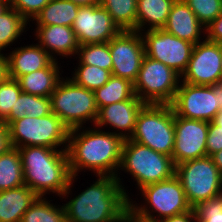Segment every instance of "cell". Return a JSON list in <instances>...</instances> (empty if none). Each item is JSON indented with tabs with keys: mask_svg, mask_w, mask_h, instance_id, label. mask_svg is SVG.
<instances>
[{
	"mask_svg": "<svg viewBox=\"0 0 222 222\" xmlns=\"http://www.w3.org/2000/svg\"><path fill=\"white\" fill-rule=\"evenodd\" d=\"M124 141L116 131L106 132L95 126L71 129L66 149L71 176L89 169L97 176L118 177Z\"/></svg>",
	"mask_w": 222,
	"mask_h": 222,
	"instance_id": "6da1fadb",
	"label": "cell"
},
{
	"mask_svg": "<svg viewBox=\"0 0 222 222\" xmlns=\"http://www.w3.org/2000/svg\"><path fill=\"white\" fill-rule=\"evenodd\" d=\"M96 182L64 204L67 222H126L130 199L119 177Z\"/></svg>",
	"mask_w": 222,
	"mask_h": 222,
	"instance_id": "7a4b0ae2",
	"label": "cell"
},
{
	"mask_svg": "<svg viewBox=\"0 0 222 222\" xmlns=\"http://www.w3.org/2000/svg\"><path fill=\"white\" fill-rule=\"evenodd\" d=\"M17 149L21 155L26 186L39 197L50 192L62 198L68 197L76 178L71 176L66 150L42 146Z\"/></svg>",
	"mask_w": 222,
	"mask_h": 222,
	"instance_id": "3957f363",
	"label": "cell"
},
{
	"mask_svg": "<svg viewBox=\"0 0 222 222\" xmlns=\"http://www.w3.org/2000/svg\"><path fill=\"white\" fill-rule=\"evenodd\" d=\"M139 191L142 192L145 205L138 206L137 203L129 201V215L141 222H159L192 208L187 202L180 180L175 175L168 180L145 185ZM155 212L156 216L152 214Z\"/></svg>",
	"mask_w": 222,
	"mask_h": 222,
	"instance_id": "277c9868",
	"label": "cell"
},
{
	"mask_svg": "<svg viewBox=\"0 0 222 222\" xmlns=\"http://www.w3.org/2000/svg\"><path fill=\"white\" fill-rule=\"evenodd\" d=\"M129 139L172 157L175 127L171 104H146L138 114Z\"/></svg>",
	"mask_w": 222,
	"mask_h": 222,
	"instance_id": "5b68a950",
	"label": "cell"
},
{
	"mask_svg": "<svg viewBox=\"0 0 222 222\" xmlns=\"http://www.w3.org/2000/svg\"><path fill=\"white\" fill-rule=\"evenodd\" d=\"M10 144L14 148L42 146L66 150L70 129L53 112L43 117H28L8 124ZM65 144V145H64Z\"/></svg>",
	"mask_w": 222,
	"mask_h": 222,
	"instance_id": "8992f818",
	"label": "cell"
},
{
	"mask_svg": "<svg viewBox=\"0 0 222 222\" xmlns=\"http://www.w3.org/2000/svg\"><path fill=\"white\" fill-rule=\"evenodd\" d=\"M120 169L132 175L139 189L148 184L168 180L175 175L172 157L129 138L125 139L123 144Z\"/></svg>",
	"mask_w": 222,
	"mask_h": 222,
	"instance_id": "52a82bcc",
	"label": "cell"
},
{
	"mask_svg": "<svg viewBox=\"0 0 222 222\" xmlns=\"http://www.w3.org/2000/svg\"><path fill=\"white\" fill-rule=\"evenodd\" d=\"M62 77L50 96L51 112L55 113L71 130L83 127L86 121L96 122L98 108L94 91L76 85Z\"/></svg>",
	"mask_w": 222,
	"mask_h": 222,
	"instance_id": "ba28073f",
	"label": "cell"
},
{
	"mask_svg": "<svg viewBox=\"0 0 222 222\" xmlns=\"http://www.w3.org/2000/svg\"><path fill=\"white\" fill-rule=\"evenodd\" d=\"M175 176L180 180L187 202L192 208L222 194V173L210 156L177 164Z\"/></svg>",
	"mask_w": 222,
	"mask_h": 222,
	"instance_id": "9c48e42d",
	"label": "cell"
},
{
	"mask_svg": "<svg viewBox=\"0 0 222 222\" xmlns=\"http://www.w3.org/2000/svg\"><path fill=\"white\" fill-rule=\"evenodd\" d=\"M180 80L174 69L145 55L133 83L134 94L146 104H171Z\"/></svg>",
	"mask_w": 222,
	"mask_h": 222,
	"instance_id": "30bf717a",
	"label": "cell"
},
{
	"mask_svg": "<svg viewBox=\"0 0 222 222\" xmlns=\"http://www.w3.org/2000/svg\"><path fill=\"white\" fill-rule=\"evenodd\" d=\"M141 36L146 56L162 62L180 75L184 73L195 44L175 37L164 29L147 28L141 32Z\"/></svg>",
	"mask_w": 222,
	"mask_h": 222,
	"instance_id": "8fae6325",
	"label": "cell"
},
{
	"mask_svg": "<svg viewBox=\"0 0 222 222\" xmlns=\"http://www.w3.org/2000/svg\"><path fill=\"white\" fill-rule=\"evenodd\" d=\"M108 44L113 61L112 76L134 83L145 56L141 33L133 30L121 31Z\"/></svg>",
	"mask_w": 222,
	"mask_h": 222,
	"instance_id": "7c38bea8",
	"label": "cell"
},
{
	"mask_svg": "<svg viewBox=\"0 0 222 222\" xmlns=\"http://www.w3.org/2000/svg\"><path fill=\"white\" fill-rule=\"evenodd\" d=\"M174 113L182 118L210 122L219 111L210 86L182 82L171 103Z\"/></svg>",
	"mask_w": 222,
	"mask_h": 222,
	"instance_id": "4fadbf2b",
	"label": "cell"
},
{
	"mask_svg": "<svg viewBox=\"0 0 222 222\" xmlns=\"http://www.w3.org/2000/svg\"><path fill=\"white\" fill-rule=\"evenodd\" d=\"M72 29L79 45L106 43L122 31L101 4L80 6Z\"/></svg>",
	"mask_w": 222,
	"mask_h": 222,
	"instance_id": "5bb4252c",
	"label": "cell"
},
{
	"mask_svg": "<svg viewBox=\"0 0 222 222\" xmlns=\"http://www.w3.org/2000/svg\"><path fill=\"white\" fill-rule=\"evenodd\" d=\"M220 44L208 41L194 45L187 68L181 75L182 82L211 86L222 81V68L220 64Z\"/></svg>",
	"mask_w": 222,
	"mask_h": 222,
	"instance_id": "9a60e30c",
	"label": "cell"
},
{
	"mask_svg": "<svg viewBox=\"0 0 222 222\" xmlns=\"http://www.w3.org/2000/svg\"><path fill=\"white\" fill-rule=\"evenodd\" d=\"M175 141L172 159L175 164L207 156L209 122L182 118L174 113Z\"/></svg>",
	"mask_w": 222,
	"mask_h": 222,
	"instance_id": "2e32d148",
	"label": "cell"
},
{
	"mask_svg": "<svg viewBox=\"0 0 222 222\" xmlns=\"http://www.w3.org/2000/svg\"><path fill=\"white\" fill-rule=\"evenodd\" d=\"M145 105L137 96L106 105L98 110V117L93 125L97 128L113 126L112 128L118 129L117 132L121 130L118 135L128 139L133 134L138 114Z\"/></svg>",
	"mask_w": 222,
	"mask_h": 222,
	"instance_id": "e0dca14e",
	"label": "cell"
},
{
	"mask_svg": "<svg viewBox=\"0 0 222 222\" xmlns=\"http://www.w3.org/2000/svg\"><path fill=\"white\" fill-rule=\"evenodd\" d=\"M35 36L40 45L54 60L56 54L67 57L77 54L79 43L72 27L61 25H36ZM54 54V55H53Z\"/></svg>",
	"mask_w": 222,
	"mask_h": 222,
	"instance_id": "ac0fdd59",
	"label": "cell"
},
{
	"mask_svg": "<svg viewBox=\"0 0 222 222\" xmlns=\"http://www.w3.org/2000/svg\"><path fill=\"white\" fill-rule=\"evenodd\" d=\"M163 29L175 37L193 44L201 42L202 36L200 35L202 33L204 35V32H206L203 24L183 0L175 1Z\"/></svg>",
	"mask_w": 222,
	"mask_h": 222,
	"instance_id": "d6986e66",
	"label": "cell"
},
{
	"mask_svg": "<svg viewBox=\"0 0 222 222\" xmlns=\"http://www.w3.org/2000/svg\"><path fill=\"white\" fill-rule=\"evenodd\" d=\"M6 57L8 77L13 79L48 67L54 61L38 44L17 47Z\"/></svg>",
	"mask_w": 222,
	"mask_h": 222,
	"instance_id": "ffe728a7",
	"label": "cell"
},
{
	"mask_svg": "<svg viewBox=\"0 0 222 222\" xmlns=\"http://www.w3.org/2000/svg\"><path fill=\"white\" fill-rule=\"evenodd\" d=\"M38 197L25 184L0 191V222H21L23 214Z\"/></svg>",
	"mask_w": 222,
	"mask_h": 222,
	"instance_id": "44dd1931",
	"label": "cell"
},
{
	"mask_svg": "<svg viewBox=\"0 0 222 222\" xmlns=\"http://www.w3.org/2000/svg\"><path fill=\"white\" fill-rule=\"evenodd\" d=\"M59 70L58 61L54 60L48 67L20 76L17 80L21 91L32 95L50 97L62 79Z\"/></svg>",
	"mask_w": 222,
	"mask_h": 222,
	"instance_id": "7402d4cb",
	"label": "cell"
},
{
	"mask_svg": "<svg viewBox=\"0 0 222 222\" xmlns=\"http://www.w3.org/2000/svg\"><path fill=\"white\" fill-rule=\"evenodd\" d=\"M175 1L137 0V32L145 31V25L149 30L163 29Z\"/></svg>",
	"mask_w": 222,
	"mask_h": 222,
	"instance_id": "603a6c76",
	"label": "cell"
},
{
	"mask_svg": "<svg viewBox=\"0 0 222 222\" xmlns=\"http://www.w3.org/2000/svg\"><path fill=\"white\" fill-rule=\"evenodd\" d=\"M79 5L70 0H50V2L31 20L36 25H61L72 27Z\"/></svg>",
	"mask_w": 222,
	"mask_h": 222,
	"instance_id": "cb8c5ba5",
	"label": "cell"
},
{
	"mask_svg": "<svg viewBox=\"0 0 222 222\" xmlns=\"http://www.w3.org/2000/svg\"><path fill=\"white\" fill-rule=\"evenodd\" d=\"M94 94L98 110L106 105L130 100L136 96L132 82L115 76H111L101 88L94 91Z\"/></svg>",
	"mask_w": 222,
	"mask_h": 222,
	"instance_id": "d4e9b609",
	"label": "cell"
},
{
	"mask_svg": "<svg viewBox=\"0 0 222 222\" xmlns=\"http://www.w3.org/2000/svg\"><path fill=\"white\" fill-rule=\"evenodd\" d=\"M51 113L50 97H43L21 92L18 97L15 110H11L10 115L3 121L7 125L11 121L28 117H43Z\"/></svg>",
	"mask_w": 222,
	"mask_h": 222,
	"instance_id": "484cf974",
	"label": "cell"
},
{
	"mask_svg": "<svg viewBox=\"0 0 222 222\" xmlns=\"http://www.w3.org/2000/svg\"><path fill=\"white\" fill-rule=\"evenodd\" d=\"M21 155L17 148H10L0 155V191L24 185Z\"/></svg>",
	"mask_w": 222,
	"mask_h": 222,
	"instance_id": "4316f807",
	"label": "cell"
},
{
	"mask_svg": "<svg viewBox=\"0 0 222 222\" xmlns=\"http://www.w3.org/2000/svg\"><path fill=\"white\" fill-rule=\"evenodd\" d=\"M100 4L122 31H137V0H100Z\"/></svg>",
	"mask_w": 222,
	"mask_h": 222,
	"instance_id": "83f0119b",
	"label": "cell"
},
{
	"mask_svg": "<svg viewBox=\"0 0 222 222\" xmlns=\"http://www.w3.org/2000/svg\"><path fill=\"white\" fill-rule=\"evenodd\" d=\"M21 222H67L65 208L38 197L23 214Z\"/></svg>",
	"mask_w": 222,
	"mask_h": 222,
	"instance_id": "f1b7e54d",
	"label": "cell"
},
{
	"mask_svg": "<svg viewBox=\"0 0 222 222\" xmlns=\"http://www.w3.org/2000/svg\"><path fill=\"white\" fill-rule=\"evenodd\" d=\"M27 24L28 22L12 7L0 16V52L22 35Z\"/></svg>",
	"mask_w": 222,
	"mask_h": 222,
	"instance_id": "f546056e",
	"label": "cell"
},
{
	"mask_svg": "<svg viewBox=\"0 0 222 222\" xmlns=\"http://www.w3.org/2000/svg\"><path fill=\"white\" fill-rule=\"evenodd\" d=\"M76 55L79 56L78 64L98 66L112 71L113 61L108 42L80 45Z\"/></svg>",
	"mask_w": 222,
	"mask_h": 222,
	"instance_id": "4dcf8cb0",
	"label": "cell"
},
{
	"mask_svg": "<svg viewBox=\"0 0 222 222\" xmlns=\"http://www.w3.org/2000/svg\"><path fill=\"white\" fill-rule=\"evenodd\" d=\"M76 68L73 77L70 79L76 85L91 91L101 88L112 76L109 70L98 66L79 64Z\"/></svg>",
	"mask_w": 222,
	"mask_h": 222,
	"instance_id": "1f68e13d",
	"label": "cell"
},
{
	"mask_svg": "<svg viewBox=\"0 0 222 222\" xmlns=\"http://www.w3.org/2000/svg\"><path fill=\"white\" fill-rule=\"evenodd\" d=\"M21 92L17 79L7 77L0 83V122L10 115L11 110H15V104Z\"/></svg>",
	"mask_w": 222,
	"mask_h": 222,
	"instance_id": "d6a6232c",
	"label": "cell"
},
{
	"mask_svg": "<svg viewBox=\"0 0 222 222\" xmlns=\"http://www.w3.org/2000/svg\"><path fill=\"white\" fill-rule=\"evenodd\" d=\"M206 28L222 13V0H183Z\"/></svg>",
	"mask_w": 222,
	"mask_h": 222,
	"instance_id": "836d02e7",
	"label": "cell"
},
{
	"mask_svg": "<svg viewBox=\"0 0 222 222\" xmlns=\"http://www.w3.org/2000/svg\"><path fill=\"white\" fill-rule=\"evenodd\" d=\"M197 222H222V194L194 207Z\"/></svg>",
	"mask_w": 222,
	"mask_h": 222,
	"instance_id": "e575fe53",
	"label": "cell"
},
{
	"mask_svg": "<svg viewBox=\"0 0 222 222\" xmlns=\"http://www.w3.org/2000/svg\"><path fill=\"white\" fill-rule=\"evenodd\" d=\"M49 2L50 0H10V7L30 22Z\"/></svg>",
	"mask_w": 222,
	"mask_h": 222,
	"instance_id": "d590c367",
	"label": "cell"
},
{
	"mask_svg": "<svg viewBox=\"0 0 222 222\" xmlns=\"http://www.w3.org/2000/svg\"><path fill=\"white\" fill-rule=\"evenodd\" d=\"M220 150H222V129L210 121L206 139L207 156H211Z\"/></svg>",
	"mask_w": 222,
	"mask_h": 222,
	"instance_id": "8d00e7d4",
	"label": "cell"
},
{
	"mask_svg": "<svg viewBox=\"0 0 222 222\" xmlns=\"http://www.w3.org/2000/svg\"><path fill=\"white\" fill-rule=\"evenodd\" d=\"M208 41L222 43V13L205 28Z\"/></svg>",
	"mask_w": 222,
	"mask_h": 222,
	"instance_id": "74e56055",
	"label": "cell"
},
{
	"mask_svg": "<svg viewBox=\"0 0 222 222\" xmlns=\"http://www.w3.org/2000/svg\"><path fill=\"white\" fill-rule=\"evenodd\" d=\"M10 148L9 128L5 122H0V155L6 153Z\"/></svg>",
	"mask_w": 222,
	"mask_h": 222,
	"instance_id": "f35d334b",
	"label": "cell"
},
{
	"mask_svg": "<svg viewBox=\"0 0 222 222\" xmlns=\"http://www.w3.org/2000/svg\"><path fill=\"white\" fill-rule=\"evenodd\" d=\"M159 222H197V215L194 208L189 211L165 218Z\"/></svg>",
	"mask_w": 222,
	"mask_h": 222,
	"instance_id": "ab89813d",
	"label": "cell"
},
{
	"mask_svg": "<svg viewBox=\"0 0 222 222\" xmlns=\"http://www.w3.org/2000/svg\"><path fill=\"white\" fill-rule=\"evenodd\" d=\"M213 90L214 95L216 96L218 108L222 111V81H219L210 86Z\"/></svg>",
	"mask_w": 222,
	"mask_h": 222,
	"instance_id": "60d3db41",
	"label": "cell"
},
{
	"mask_svg": "<svg viewBox=\"0 0 222 222\" xmlns=\"http://www.w3.org/2000/svg\"><path fill=\"white\" fill-rule=\"evenodd\" d=\"M8 77L7 57L0 52V83Z\"/></svg>",
	"mask_w": 222,
	"mask_h": 222,
	"instance_id": "b9f144b4",
	"label": "cell"
},
{
	"mask_svg": "<svg viewBox=\"0 0 222 222\" xmlns=\"http://www.w3.org/2000/svg\"><path fill=\"white\" fill-rule=\"evenodd\" d=\"M210 157L213 160V163L218 168V170L222 173V150L214 153Z\"/></svg>",
	"mask_w": 222,
	"mask_h": 222,
	"instance_id": "7bdbcfd3",
	"label": "cell"
},
{
	"mask_svg": "<svg viewBox=\"0 0 222 222\" xmlns=\"http://www.w3.org/2000/svg\"><path fill=\"white\" fill-rule=\"evenodd\" d=\"M70 1L79 6H92L100 4V0H70Z\"/></svg>",
	"mask_w": 222,
	"mask_h": 222,
	"instance_id": "ee69618b",
	"label": "cell"
},
{
	"mask_svg": "<svg viewBox=\"0 0 222 222\" xmlns=\"http://www.w3.org/2000/svg\"><path fill=\"white\" fill-rule=\"evenodd\" d=\"M10 8V0H0V16Z\"/></svg>",
	"mask_w": 222,
	"mask_h": 222,
	"instance_id": "f6af8a7d",
	"label": "cell"
},
{
	"mask_svg": "<svg viewBox=\"0 0 222 222\" xmlns=\"http://www.w3.org/2000/svg\"><path fill=\"white\" fill-rule=\"evenodd\" d=\"M212 122L215 125H218L220 127V129H222V111H218L216 116L213 118Z\"/></svg>",
	"mask_w": 222,
	"mask_h": 222,
	"instance_id": "bcb514c9",
	"label": "cell"
},
{
	"mask_svg": "<svg viewBox=\"0 0 222 222\" xmlns=\"http://www.w3.org/2000/svg\"><path fill=\"white\" fill-rule=\"evenodd\" d=\"M126 222H141V221H138V220H136V219H133V218L129 215Z\"/></svg>",
	"mask_w": 222,
	"mask_h": 222,
	"instance_id": "7dc6e473",
	"label": "cell"
},
{
	"mask_svg": "<svg viewBox=\"0 0 222 222\" xmlns=\"http://www.w3.org/2000/svg\"><path fill=\"white\" fill-rule=\"evenodd\" d=\"M220 56H221L220 64H221V68H222V43L220 44Z\"/></svg>",
	"mask_w": 222,
	"mask_h": 222,
	"instance_id": "c3c4849f",
	"label": "cell"
}]
</instances>
